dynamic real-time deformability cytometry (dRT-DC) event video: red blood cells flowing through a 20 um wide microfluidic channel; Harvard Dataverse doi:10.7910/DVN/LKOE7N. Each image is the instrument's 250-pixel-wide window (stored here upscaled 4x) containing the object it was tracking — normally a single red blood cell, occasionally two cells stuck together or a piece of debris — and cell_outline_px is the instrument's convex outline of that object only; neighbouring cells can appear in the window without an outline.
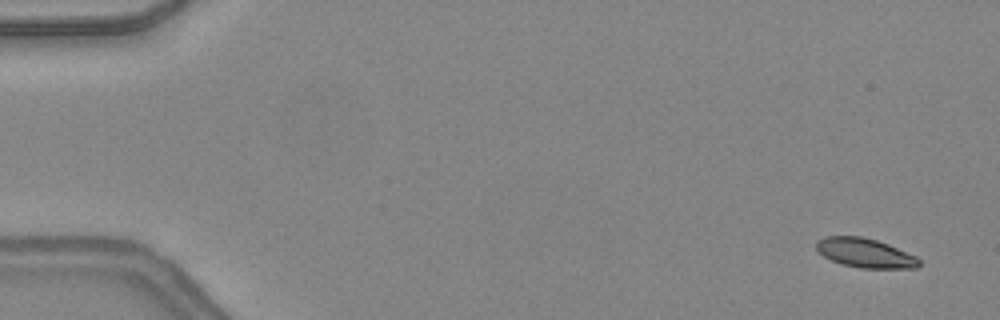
{"species": "common noctule bat (a hibernating species)", "species_latin": "Nyctalus noctula", "temperature_condition": "warm", "stored_images_in_passage": 4, "camera_frame_rate_fps": 3000, "um_per_image_px": 0.085, "animal": {"sex": "female", "body_mass_g": 24.6, "forearm_length_mm": 56.2}, "frame": {"image": 1, "passage_image": 1, "time_ms": 0.0, "image_size_px": [1000, 320], "cell_outline_px": [[920, 264], [916, 268], [860, 268], [840, 264], [824, 256], [816, 248], [816, 240], [824, 236], [860, 236], [876, 240], [888, 244], [916, 256], [920, 260]], "centroid_in_image_um": [73.52, 21.5], "position_along_channel_um": 11.5, "area_um2": 17.51}}